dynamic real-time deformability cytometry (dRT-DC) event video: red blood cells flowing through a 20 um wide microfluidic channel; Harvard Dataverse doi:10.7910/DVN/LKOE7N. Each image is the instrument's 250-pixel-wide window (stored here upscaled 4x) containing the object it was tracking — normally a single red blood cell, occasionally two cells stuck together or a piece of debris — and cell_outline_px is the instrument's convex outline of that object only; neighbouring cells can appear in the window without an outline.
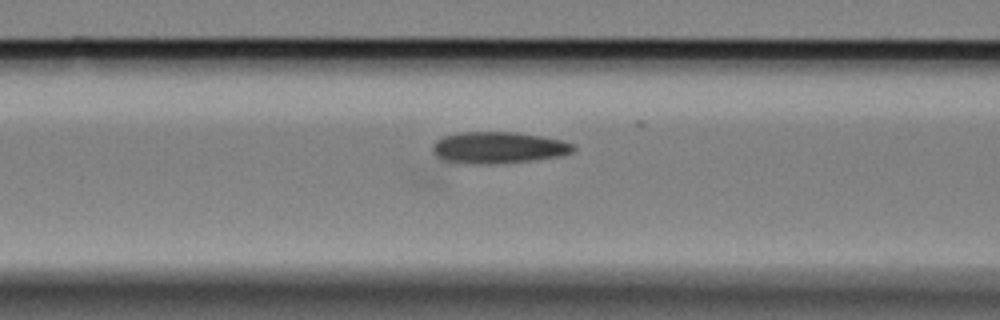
{"species": "Egyptian fruit bat (a non-hibernating species)", "species_latin": "Rousettus aegyptiacus", "temperature_condition": "cold", "stored_images_in_passage": 53, "camera_frame_rate_fps": 3000, "um_per_image_px": 0.085, "animal": {"sex": "female"}, "frame": {"image": 1, "passage_image": 16, "time_ms": 5.0, "image_size_px": [1000, 320], "cell_outline_px": [[576, 148], [572, 152], [560, 156], [532, 160], [496, 164], [476, 164], [440, 160], [432, 152], [432, 144], [436, 140], [444, 136], [464, 132], [516, 132], [540, 136], [560, 140], [572, 144]], "centroid_in_image_um": [42.32, 12.55], "position_along_channel_um": 124.3, "area_um2": 25.89}}
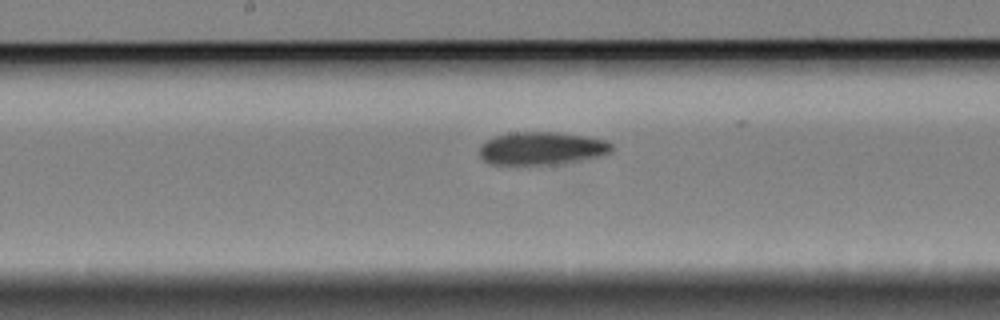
{"frame": {"image": 2, "passage_image": 23, "time_ms": 7.333, "image_size_px": [1000, 320], "cell_outline_px": [[612, 148], [608, 152], [596, 156], [564, 164], [488, 164], [480, 156], [480, 144], [496, 136], [508, 132], [560, 132], [584, 136], [604, 140], [612, 144]], "centroid_in_image_um": [46.0, 12.6], "position_along_channel_um": 202.2, "area_um2": 25.2}}